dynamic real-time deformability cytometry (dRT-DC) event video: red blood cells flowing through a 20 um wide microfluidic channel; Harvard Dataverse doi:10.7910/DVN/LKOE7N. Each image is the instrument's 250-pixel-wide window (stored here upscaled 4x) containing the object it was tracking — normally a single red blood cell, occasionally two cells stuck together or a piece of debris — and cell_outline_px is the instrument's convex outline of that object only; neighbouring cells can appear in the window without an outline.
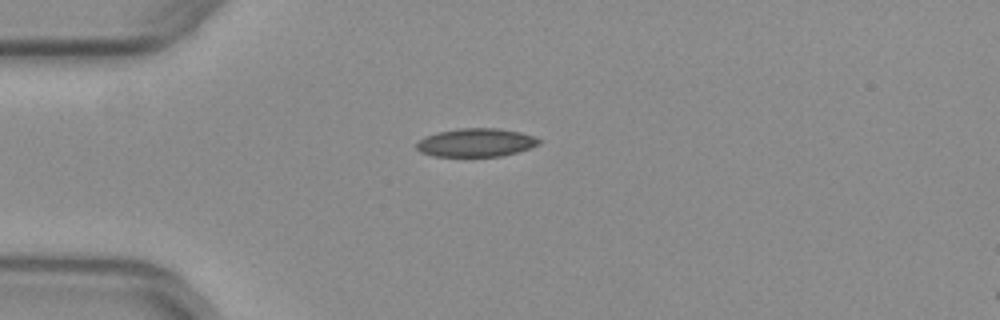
{"species": "common noctule bat (a hibernating species)", "species_latin": "Nyctalus noctula", "temperature_condition": "warm", "stored_images_in_passage": 39, "camera_frame_rate_fps": 3000, "um_per_image_px": 0.085, "animal": {"sex": "female", "body_mass_g": 29.2, "forearm_length_mm": 56.3}, "frame": {"image": 1, "passage_image": 1, "time_ms": 0.0, "image_size_px": [1000, 320], "cell_outline_px": [[540, 144], [516, 152], [500, 156], [432, 156], [420, 152], [416, 148], [416, 144], [424, 136], [436, 132], [460, 128], [496, 128], [520, 132], [536, 136], [540, 140]], "centroid_in_image_um": [40.43, 12.11], "position_along_channel_um": 44.6, "area_um2": 20.23}}
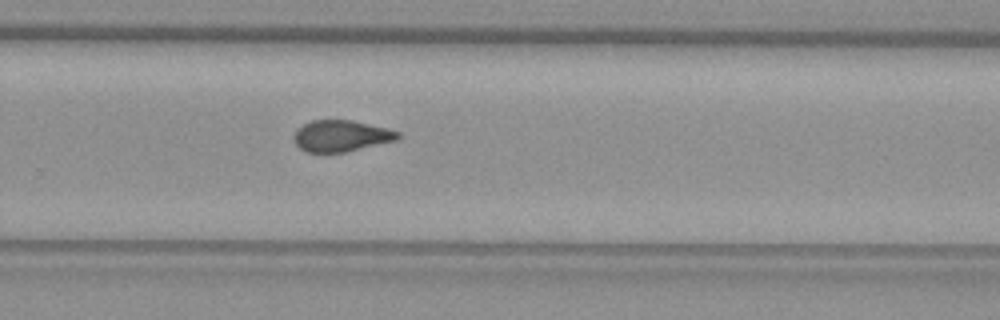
{"frame": {"image": 2, "passage_image": 22, "time_ms": 7.0, "image_size_px": [1000, 320], "cell_outline_px": [[400, 136], [396, 140], [344, 152], [304, 152], [296, 144], [292, 136], [296, 128], [312, 120], [352, 120], [388, 128], [400, 132]], "centroid_in_image_um": [28.96, 11.54], "position_along_channel_um": 300.8, "area_um2": 19.02}}
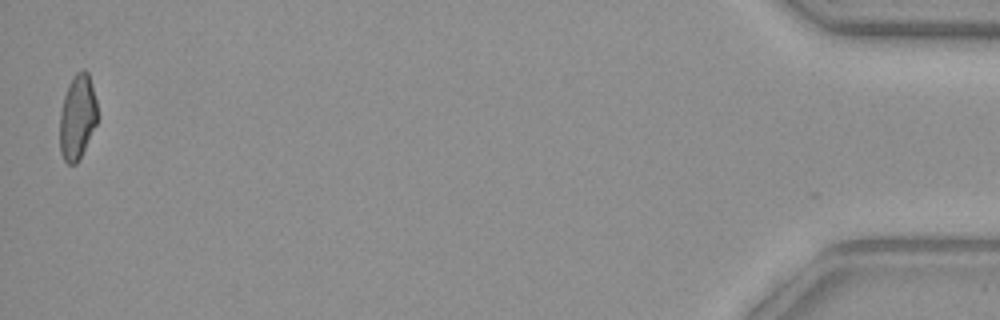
{"frame": {"image": 3, "passage_image": 39, "time_ms": 12.667, "image_size_px": [1000, 320], "cell_outline_px": [[96, 124], [76, 164], [68, 164], [64, 160], [60, 152], [60, 112], [64, 96], [68, 84], [72, 76], [76, 72], [84, 68], [88, 72], [96, 100]], "centroid_in_image_um": [6.55, 9.91], "position_along_channel_um": 428.6, "area_um2": 18.38}, "authors_computed_cell_mechanics": {"area_um2": 19.652, "velocity_mm_per_s": 3.9727, "shape_relaxation_time_tau1_ms": null, "shape_relaxation_time_tau2_ms": 1.9893, "deformation_change_tau1": null, "deformation_change_tau2": 0.082}}